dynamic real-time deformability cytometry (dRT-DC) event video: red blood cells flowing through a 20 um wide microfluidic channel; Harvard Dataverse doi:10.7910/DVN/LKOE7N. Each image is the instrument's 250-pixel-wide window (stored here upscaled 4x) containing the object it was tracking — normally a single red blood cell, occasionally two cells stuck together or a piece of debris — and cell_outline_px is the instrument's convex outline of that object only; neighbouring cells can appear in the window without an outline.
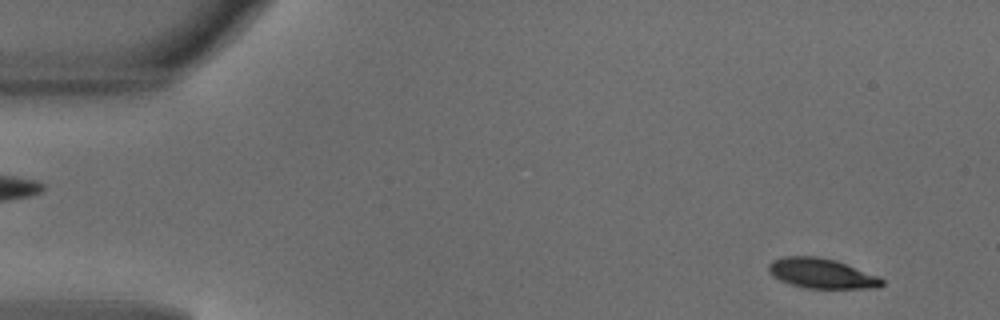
{"species": "common noctule bat (a hibernating species)", "species_latin": "Nyctalus noctula", "temperature_condition": "warm", "stored_images_in_passage": 46, "camera_frame_rate_fps": 3000, "um_per_image_px": 0.085, "animal": {"sex": "male", "body_mass_g": 18.8}, "frame": {"image": 1, "passage_image": 1, "time_ms": 0.0, "image_size_px": [1000, 320], "cell_outline_px": [[884, 284], [880, 288], [808, 288], [788, 284], [772, 276], [768, 272], [768, 264], [772, 260], [784, 256], [816, 256], [836, 260], [880, 276], [884, 280]], "centroid_in_image_um": [69.84, 23.24], "position_along_channel_um": 15.2, "area_um2": 20.06}}
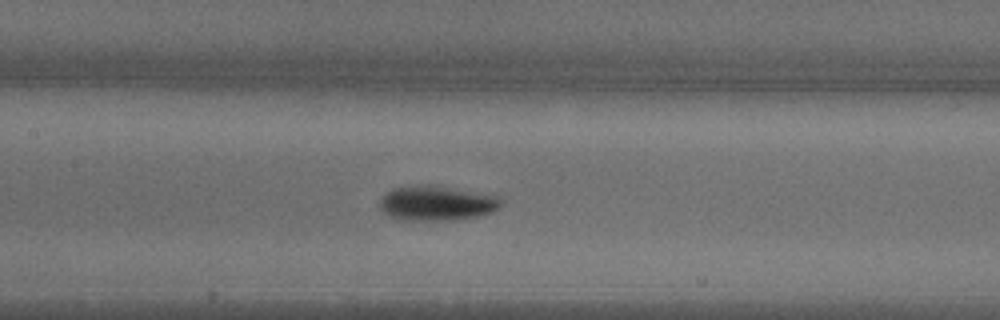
{"frame": {"image": 2, "passage_image": 20, "time_ms": 6.333, "image_size_px": [1000, 320], "cell_outline_px": [[504, 204], [500, 208], [492, 212], [480, 216], [456, 220], [408, 220], [388, 216], [380, 208], [380, 200], [392, 188], [408, 184], [428, 184], [500, 196]], "centroid_in_image_um": [37.15, 17.26], "position_along_channel_um": 170.2, "area_um2": 24.97}}
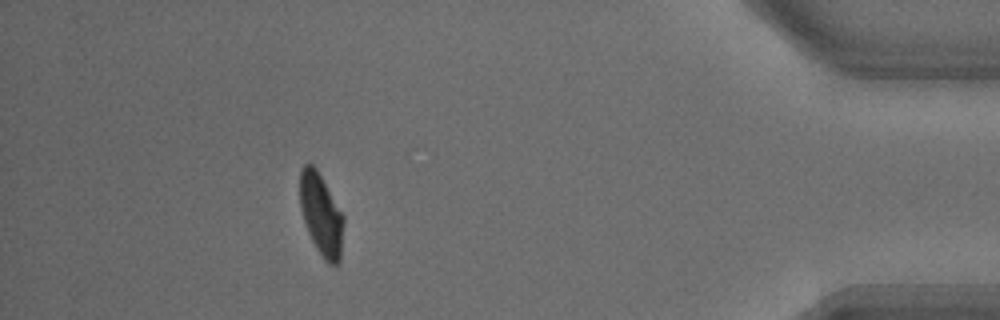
{"frame": {"image": 3, "passage_image": 41, "time_ms": 13.333, "image_size_px": [1000, 320], "cell_outline_px": [[344, 224], [340, 260], [336, 264], [328, 264], [324, 260], [316, 248], [308, 232], [300, 208], [300, 172], [304, 164], [312, 164], [316, 168], [344, 216]], "centroid_in_image_um": [27.3, 18.26], "position_along_channel_um": 407.9, "area_um2": 20.69}, "authors_computed_cell_mechanics": {"area_um2": 21.675, "velocity_mm_per_s": 4.1302, "shape_relaxation_time_tau1_ms": 2.5723, "shape_relaxation_time_tau2_ms": 2.0268, "deformation_change_tau1": 0.1579, "deformation_change_tau2": 0.0556}}